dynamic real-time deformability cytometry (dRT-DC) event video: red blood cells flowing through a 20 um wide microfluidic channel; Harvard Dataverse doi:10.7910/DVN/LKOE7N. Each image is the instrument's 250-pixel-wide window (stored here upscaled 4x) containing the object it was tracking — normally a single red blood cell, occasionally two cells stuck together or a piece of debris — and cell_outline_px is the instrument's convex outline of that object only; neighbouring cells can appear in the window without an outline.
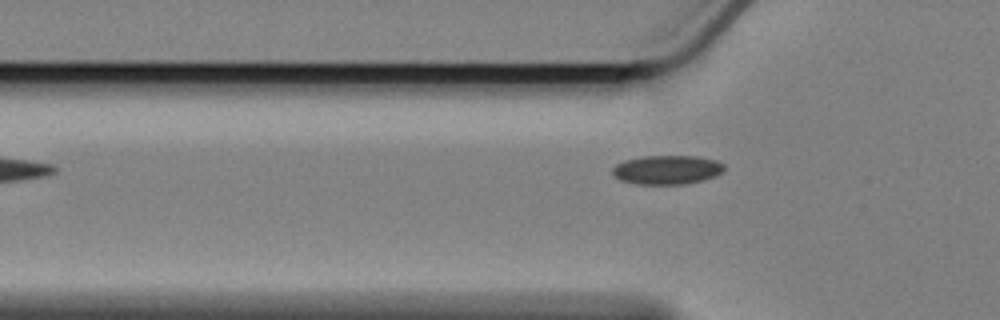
{"species": "Egyptian fruit bat (a non-hibernating species)", "species_latin": "Rousettus aegyptiacus", "temperature_condition": "cold", "stored_images_in_passage": 34, "camera_frame_rate_fps": 3000, "um_per_image_px": 0.085, "animal": {"sex": "female"}, "frame": {"image": 1, "passage_image": 4, "time_ms": 1.0, "image_size_px": [1000, 320], "cell_outline_px": [[724, 168], [716, 176], [704, 180], [684, 184], [636, 184], [620, 180], [612, 172], [612, 168], [616, 164], [624, 160], [644, 156], [700, 156], [716, 160], [724, 164]], "centroid_in_image_um": [56.7, 14.43], "position_along_channel_um": 69.1, "area_um2": 18.96}}
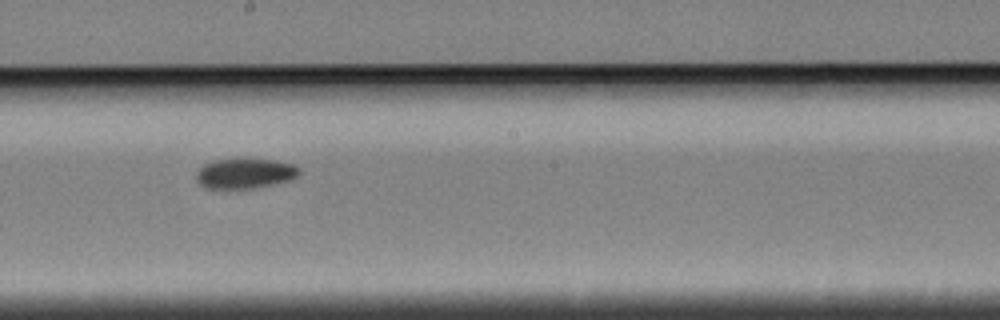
{"frame": {"image": 2, "passage_image": 18, "time_ms": 5.667, "image_size_px": [1000, 320], "cell_outline_px": [[300, 172], [292, 180], [252, 188], [204, 188], [196, 180], [196, 176], [200, 168], [204, 164], [216, 160], [276, 160], [292, 164], [300, 168]], "centroid_in_image_um": [20.83, 14.75], "position_along_channel_um": 227.4, "area_um2": 17.69}}
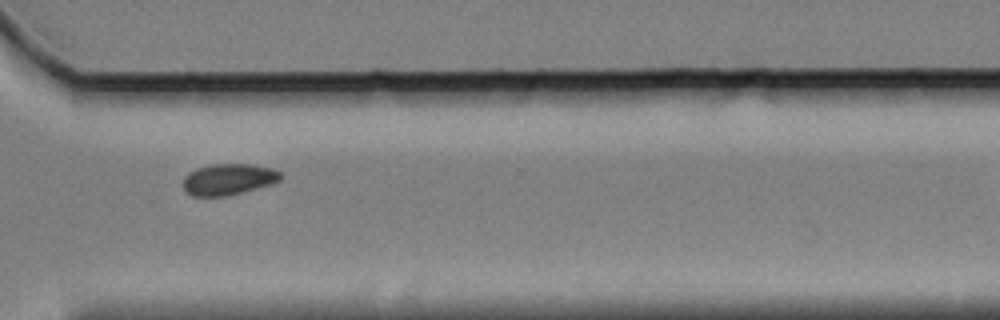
{"frame": {"image": 3, "passage_image": 29, "time_ms": 9.333, "image_size_px": [1000, 320], "cell_outline_px": [[280, 180], [268, 184], [240, 192], [224, 196], [192, 196], [184, 192], [184, 176], [188, 172], [196, 168], [212, 164], [252, 164], [272, 168], [280, 172]], "centroid_in_image_um": [19.35, 15.23], "position_along_channel_um": 351.3, "area_um2": 17.51}}